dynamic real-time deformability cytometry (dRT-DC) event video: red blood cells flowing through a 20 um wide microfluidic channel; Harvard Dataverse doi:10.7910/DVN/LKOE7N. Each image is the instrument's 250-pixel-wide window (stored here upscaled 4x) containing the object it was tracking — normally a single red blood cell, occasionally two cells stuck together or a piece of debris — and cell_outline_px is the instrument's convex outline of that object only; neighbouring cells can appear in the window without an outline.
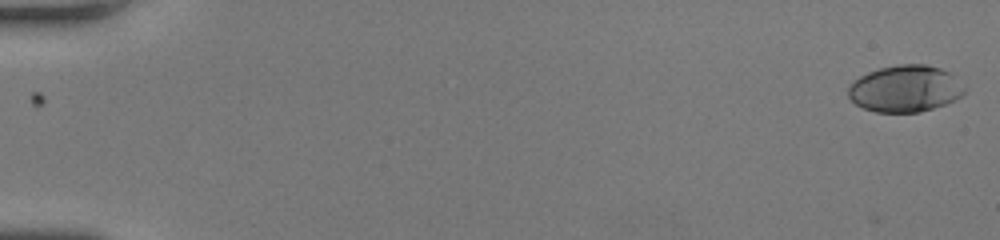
{"species": "human", "species_latin": "Homo sapiens", "temperature_condition": "room temperature", "stored_images_in_passage": 51, "camera_frame_rate_fps": 3000, "um_per_image_px": 0.085, "donor": {"sex": "female"}, "frame": {"image": 1, "passage_image": 1, "time_ms": 0.0, "image_size_px": [1000, 240], "cell_outline_px": [[968, 88], [956, 100], [920, 112], [876, 112], [864, 108], [856, 104], [848, 96], [848, 88], [852, 80], [868, 72], [880, 68], [896, 64], [924, 64], [940, 68], [948, 72]], "centroid_in_image_um": [76.93, 7.53], "position_along_channel_um": 8.1, "area_um2": 31.67}}
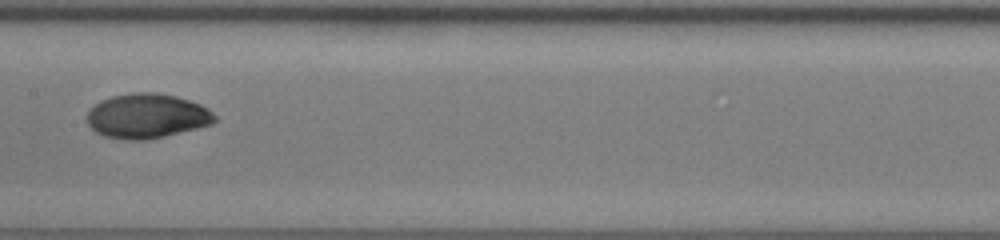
{"frame": {"image": 2, "passage_image": 28, "time_ms": 9.0, "image_size_px": [1000, 240], "cell_outline_px": [[216, 120], [212, 124], [164, 136], [144, 140], [124, 140], [104, 136], [96, 132], [88, 124], [88, 112], [100, 100], [112, 96], [132, 92], [152, 92], [176, 96], [200, 104], [208, 108], [216, 116]], "centroid_in_image_um": [12.49, 9.86], "position_along_channel_um": 194.9, "area_um2": 33.06}}
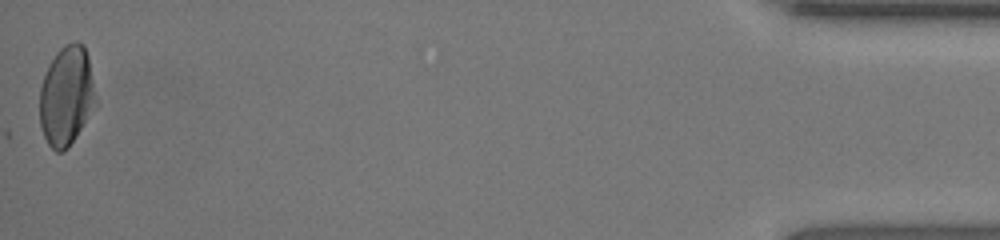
{"frame": {"image": 3, "passage_image": 51, "time_ms": 16.667, "image_size_px": [1000, 240], "cell_outline_px": [[96, 108], [68, 148], [64, 152], [56, 152], [48, 144], [44, 136], [40, 124], [40, 88], [44, 76], [56, 52], [60, 48], [76, 40], [84, 44], [88, 56], [96, 100]], "centroid_in_image_um": [5.66, 8.18], "position_along_channel_um": 429.5, "area_um2": 32.54}, "authors_computed_cell_mechanics": {"area_um2": 32.3102, "velocity_mm_per_s": 4.2197, "shape_relaxation_time_tau1_ms": 4.5432, "shape_relaxation_time_tau2_ms": 0.9597, "deformation_change_tau1": 0.1929, "deformation_change_tau2": 0.0323}}